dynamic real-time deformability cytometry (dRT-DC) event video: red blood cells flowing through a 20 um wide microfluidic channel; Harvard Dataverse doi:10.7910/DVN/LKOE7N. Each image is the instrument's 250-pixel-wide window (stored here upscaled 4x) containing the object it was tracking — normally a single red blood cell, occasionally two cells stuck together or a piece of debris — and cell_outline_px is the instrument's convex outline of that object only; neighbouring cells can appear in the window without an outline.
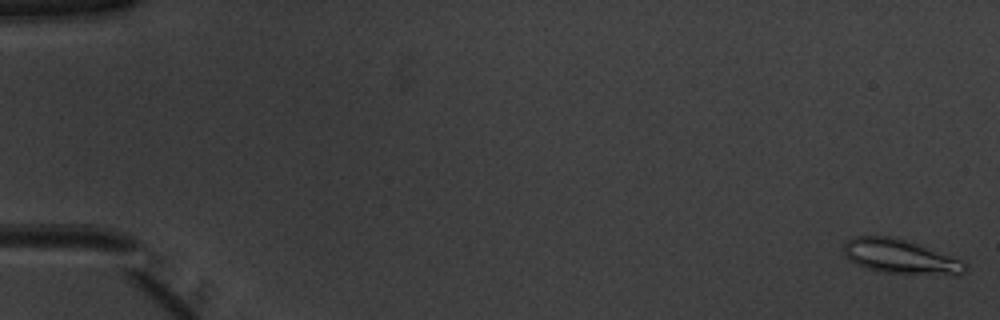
{"species": "common noctule bat (a hibernating species)", "species_latin": "Nyctalus noctula", "temperature_condition": "warm", "stored_images_in_passage": 53, "camera_frame_rate_fps": 3000, "um_per_image_px": 0.085, "animal": {"sex": "male", "body_mass_g": 20.1, "forearm_length_mm": 53.5}, "frame": {"image": 1, "passage_image": 1, "time_ms": 0.0, "image_size_px": [1000, 320], "cell_outline_px": [[968, 268], [964, 272], [880, 272], [856, 264], [848, 260], [844, 252], [844, 244], [848, 240], [856, 236], [888, 236], [904, 240], [964, 260], [968, 264]], "centroid_in_image_um": [76.44, 21.77], "position_along_channel_um": 8.6, "area_um2": 23.12}}
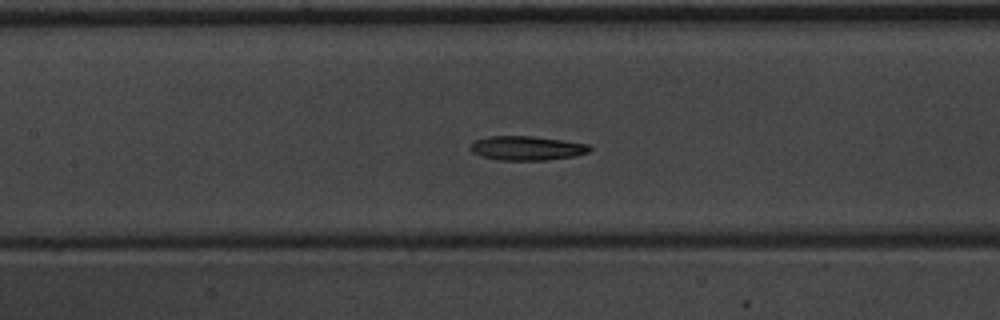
{"frame": {"image": 2, "passage_image": 25, "time_ms": 8.0, "image_size_px": [1000, 320], "cell_outline_px": [[592, 148], [588, 152], [576, 156], [548, 160], [496, 160], [480, 156], [472, 152], [468, 148], [468, 144], [476, 140], [488, 136], [532, 136], [588, 144]], "centroid_in_image_um": [44.72, 12.6], "position_along_channel_um": 162.7, "area_um2": 16.99}}
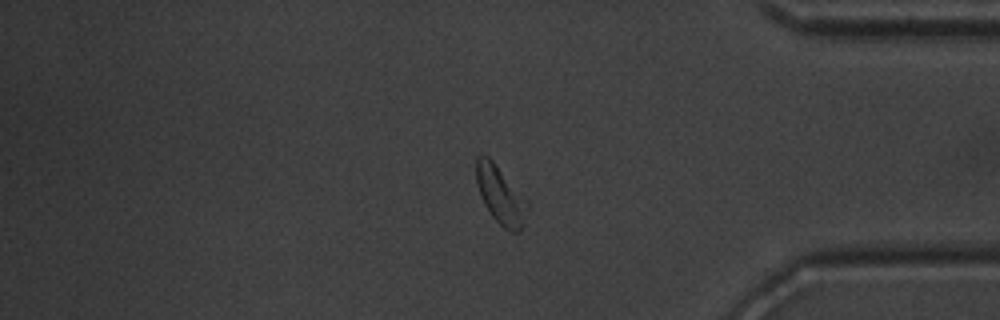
{"frame": {"image": 3, "passage_image": 44, "time_ms": 14.333, "image_size_px": [1000, 320], "cell_outline_px": [[528, 208], [520, 232], [512, 232], [504, 228], [492, 216], [484, 204], [480, 196], [476, 180], [476, 156], [480, 152], [488, 156], [496, 164], [528, 200]], "centroid_in_image_um": [42.53, 16.55], "position_along_channel_um": 392.7, "area_um2": 17.34}, "authors_computed_cell_mechanics": {"area_um2": 17.629, "velocity_mm_per_s": 3.9575, "shape_relaxation_time_tau1_ms": 3.9834, "shape_relaxation_time_tau2_ms": 4.2338, "deformation_change_tau1": 0.1481, "deformation_change_tau2": 0.1087}}